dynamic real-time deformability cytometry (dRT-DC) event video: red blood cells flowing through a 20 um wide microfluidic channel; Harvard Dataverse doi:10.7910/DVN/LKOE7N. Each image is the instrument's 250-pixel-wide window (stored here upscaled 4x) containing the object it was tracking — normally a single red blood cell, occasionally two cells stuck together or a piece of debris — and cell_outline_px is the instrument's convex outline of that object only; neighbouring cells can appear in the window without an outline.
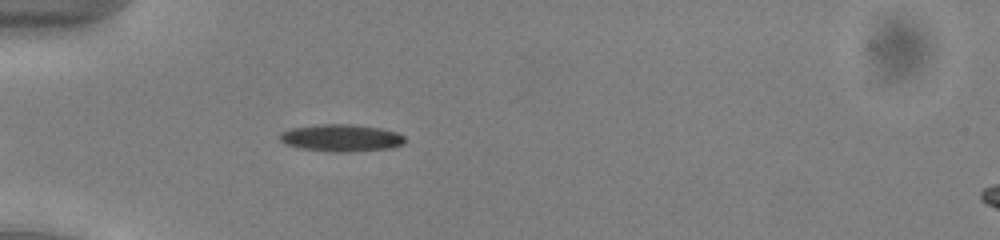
{"species": "common noctule bat (a hibernating species)", "species_latin": "Nyctalus noctula", "temperature_condition": "cold", "stored_images_in_passage": 13, "camera_frame_rate_fps": 3000, "um_per_image_px": 0.085, "animal": {"sex": "male", "body_mass_g": 13.0, "forearm_length_mm": 53.1}, "frame": {"image": 1, "passage_image": 1, "time_ms": 0.0, "image_size_px": [1000, 240], "cell_outline_px": [[408, 140], [404, 144], [392, 148], [348, 152], [336, 152], [300, 148], [284, 144], [280, 140], [280, 132], [292, 128], [324, 124], [352, 124], [380, 128], [396, 132], [404, 136]], "centroid_in_image_um": [29.04, 11.73], "position_along_channel_um": 56.0, "area_um2": 19.88}}
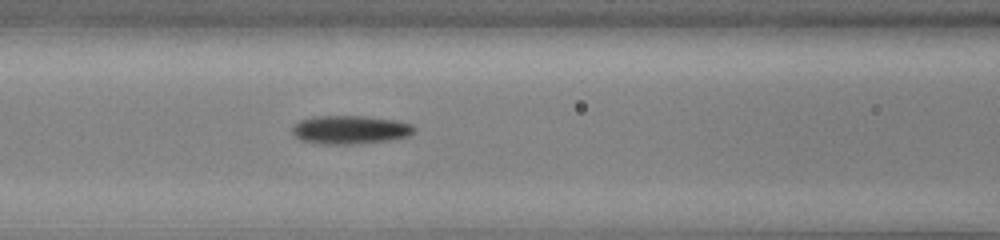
{"frame": {"image": 2, "passage_image": 8, "time_ms": 2.333, "image_size_px": [1000, 240], "cell_outline_px": [[416, 128], [408, 136], [388, 140], [356, 144], [324, 144], [304, 140], [296, 136], [292, 132], [292, 128], [300, 120], [312, 116], [364, 116], [396, 120], [412, 124]], "centroid_in_image_um": [29.78, 11.02], "position_along_channel_um": 136.8, "area_um2": 20.06}}
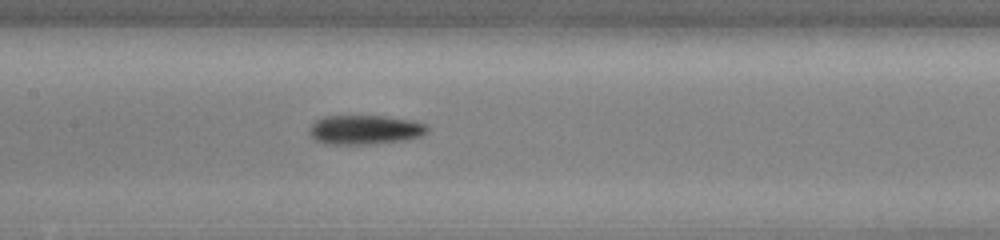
{"frame": {"image": 3, "passage_image": 11, "time_ms": 3.333, "image_size_px": [1000, 240], "cell_outline_px": [[428, 132], [420, 136], [404, 140], [368, 144], [324, 144], [316, 140], [308, 132], [312, 124], [316, 120], [324, 116], [384, 116], [412, 120], [424, 124], [428, 128]], "centroid_in_image_um": [31.0, 11.03], "position_along_channel_um": 176.4, "area_um2": 20.06}}